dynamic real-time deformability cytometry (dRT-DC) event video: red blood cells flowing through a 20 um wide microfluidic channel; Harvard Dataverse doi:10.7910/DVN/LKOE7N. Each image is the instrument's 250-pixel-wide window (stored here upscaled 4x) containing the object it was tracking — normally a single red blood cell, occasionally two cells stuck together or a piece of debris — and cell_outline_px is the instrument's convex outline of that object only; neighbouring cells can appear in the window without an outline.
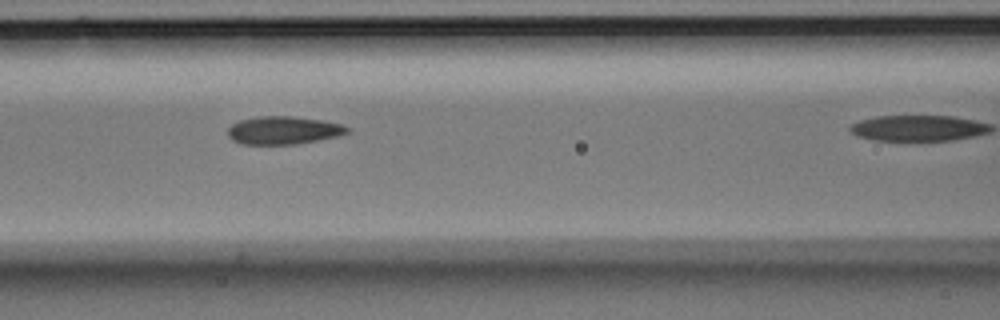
{"species": "Egyptian fruit bat (a non-hibernating species)", "species_latin": "Rousettus aegyptiacus", "temperature_condition": "room temperature", "stored_images_in_passage": 9, "camera_frame_rate_fps": 3000, "um_per_image_px": 0.085, "animal": {"sex": "male"}, "frame": {"image": 1, "passage_image": 4, "time_ms": 1.0, "image_size_px": [1000, 320], "cell_outline_px": [[348, 132], [336, 136], [296, 144], [240, 144], [232, 140], [228, 136], [228, 128], [232, 124], [240, 120], [260, 116], [292, 116], [320, 120], [340, 124], [348, 128]], "centroid_in_image_um": [24.02, 11.07], "position_along_channel_um": 142.6, "area_um2": 19.19}}